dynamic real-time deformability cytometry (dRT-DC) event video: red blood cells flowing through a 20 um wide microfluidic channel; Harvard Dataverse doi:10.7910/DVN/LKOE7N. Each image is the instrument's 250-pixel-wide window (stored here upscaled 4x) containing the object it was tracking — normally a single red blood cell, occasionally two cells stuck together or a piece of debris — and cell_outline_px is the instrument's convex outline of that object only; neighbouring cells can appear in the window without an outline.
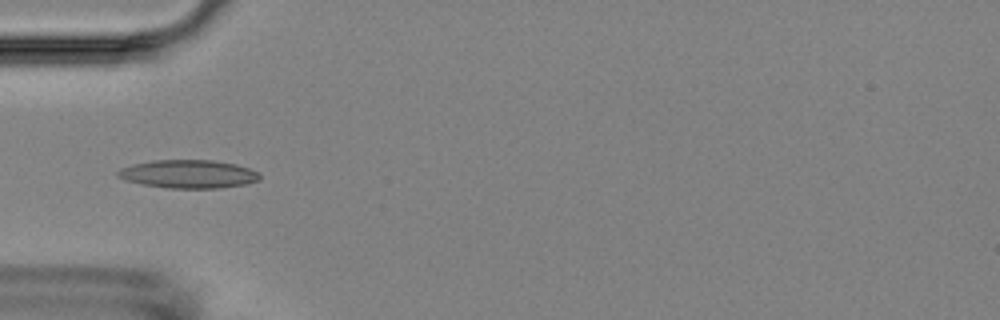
{"species": "Egyptian fruit bat (a non-hibernating species)", "species_latin": "Rousettus aegyptiacus", "temperature_condition": "room temperature", "stored_images_in_passage": 8, "camera_frame_rate_fps": 3000, "um_per_image_px": 0.085, "animal": {"sex": "female"}, "frame": {"image": 1, "passage_image": 5, "time_ms": 4.667, "image_size_px": [1000, 320], "cell_outline_px": [[260, 180], [244, 184], [220, 188], [168, 188], [144, 184], [124, 180], [116, 176], [116, 172], [120, 168], [152, 160], [212, 160], [236, 164], [260, 172]], "centroid_in_image_um": [16.02, 14.79], "position_along_channel_um": 69.0, "area_um2": 23.35}}
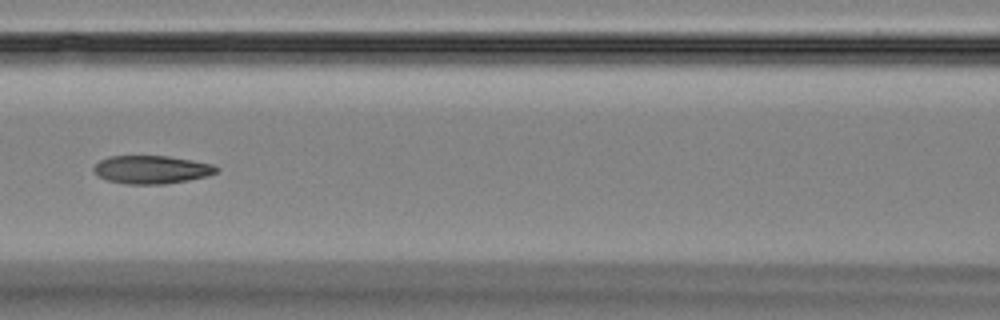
{"frame": {"image": 2, "passage_image": 7, "time_ms": 7.0, "image_size_px": [1000, 320], "cell_outline_px": [[220, 168], [216, 172], [208, 176], [188, 180], [164, 184], [128, 184], [108, 180], [96, 176], [92, 168], [100, 160], [108, 156], [168, 156], [192, 160], [212, 164]], "centroid_in_image_um": [12.87, 14.41], "position_along_channel_um": 153.7, "area_um2": 20.17}}
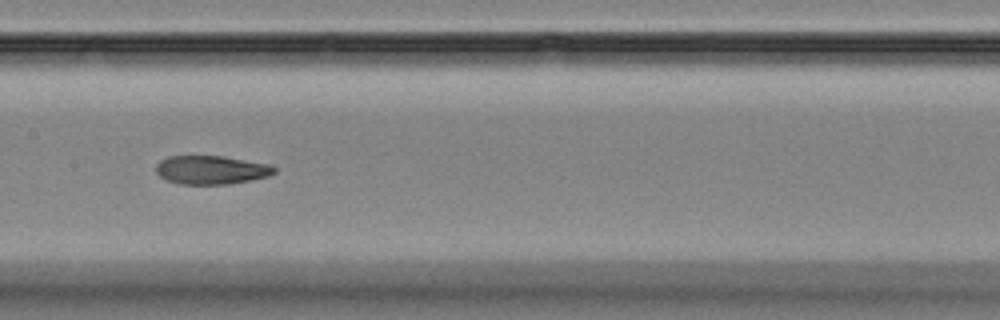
{"frame": {"image": 3, "passage_image": 8, "time_ms": 8.0, "image_size_px": [1000, 320], "cell_outline_px": [[276, 172], [268, 176], [252, 180], [232, 184], [180, 184], [168, 180], [160, 176], [156, 172], [156, 164], [160, 160], [168, 156], [224, 156], [268, 164], [276, 168]], "centroid_in_image_um": [17.96, 14.44], "position_along_channel_um": 189.4, "area_um2": 19.77}}